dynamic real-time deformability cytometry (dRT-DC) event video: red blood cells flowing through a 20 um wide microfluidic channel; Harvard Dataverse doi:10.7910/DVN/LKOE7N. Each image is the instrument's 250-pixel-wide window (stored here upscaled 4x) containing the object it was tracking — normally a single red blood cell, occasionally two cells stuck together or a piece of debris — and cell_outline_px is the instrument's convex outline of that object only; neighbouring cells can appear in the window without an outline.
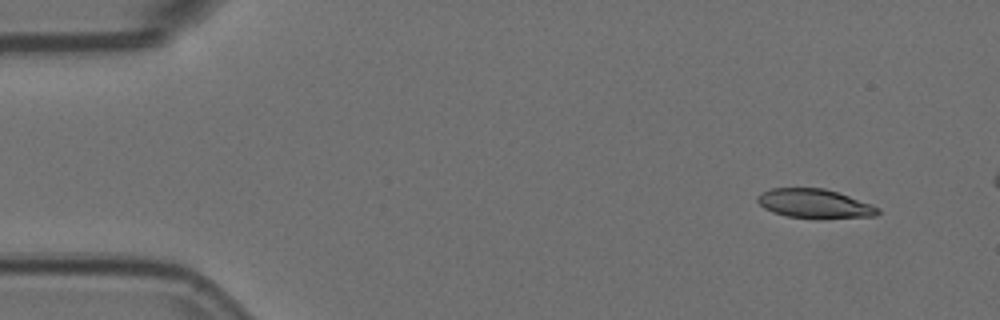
{"species": "Egyptian fruit bat (a non-hibernating species)", "species_latin": "Rousettus aegyptiacus", "temperature_condition": "room temperature", "stored_images_in_passage": 6, "camera_frame_rate_fps": 3000, "um_per_image_px": 0.085, "animal": {"sex": "female"}, "frame": {"image": 1, "passage_image": 2, "time_ms": 0.333, "image_size_px": [1000, 320], "cell_outline_px": [[880, 212], [876, 216], [820, 220], [788, 216], [772, 212], [764, 208], [756, 200], [756, 196], [772, 188], [824, 188], [872, 204], [880, 208]], "centroid_in_image_um": [69.27, 17.34], "position_along_channel_um": 15.7, "area_um2": 20.75}}